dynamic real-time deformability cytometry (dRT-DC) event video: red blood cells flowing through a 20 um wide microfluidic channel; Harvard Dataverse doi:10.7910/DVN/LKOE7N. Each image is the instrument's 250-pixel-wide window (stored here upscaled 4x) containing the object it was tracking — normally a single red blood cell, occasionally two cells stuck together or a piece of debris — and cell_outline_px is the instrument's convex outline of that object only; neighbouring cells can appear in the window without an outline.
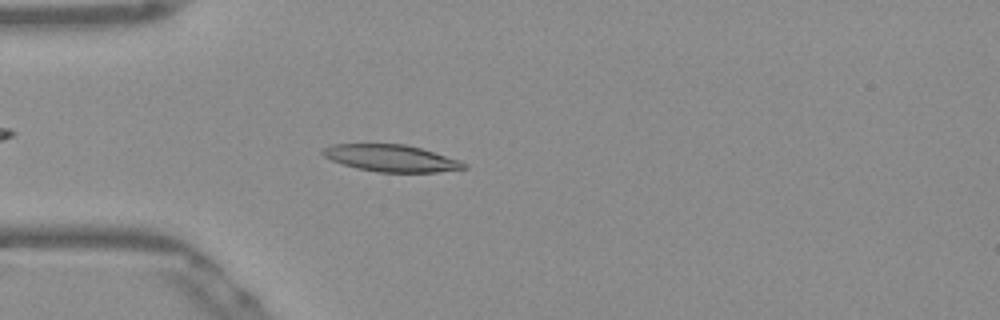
{"species": "Egyptian fruit bat (a non-hibernating species)", "species_latin": "Rousettus aegyptiacus", "temperature_condition": "warm", "stored_images_in_passage": 52, "camera_frame_rate_fps": 3000, "um_per_image_px": 0.085, "frame": {"image": 1, "passage_image": 14, "time_ms": 4.333, "image_size_px": [1000, 320], "cell_outline_px": [[468, 168], [436, 172], [376, 172], [356, 168], [332, 160], [324, 156], [320, 152], [320, 148], [332, 144], [404, 144], [420, 148], [460, 160], [468, 164]], "centroid_in_image_um": [33.23, 13.44], "position_along_channel_um": 51.8, "area_um2": 22.14}}
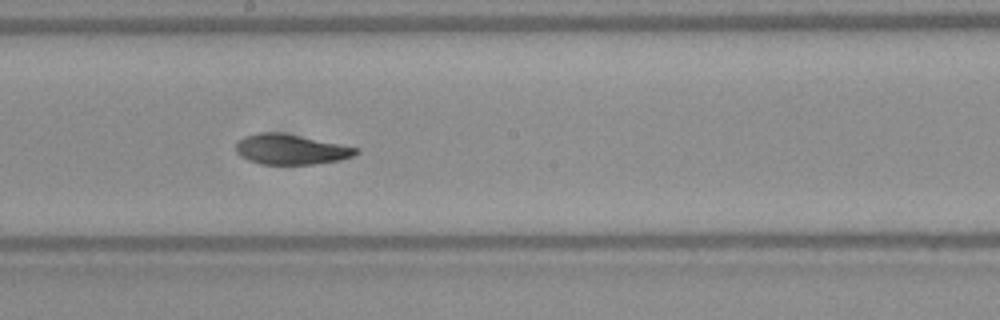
{"frame": {"image": 2, "passage_image": 28, "time_ms": 9.0, "image_size_px": [1000, 320], "cell_outline_px": [[360, 152], [352, 156], [340, 160], [316, 164], [260, 164], [248, 160], [240, 156], [236, 152], [236, 144], [244, 136], [260, 132], [280, 132], [360, 148]], "centroid_in_image_um": [24.72, 12.7], "position_along_channel_um": 223.5, "area_um2": 21.1}}
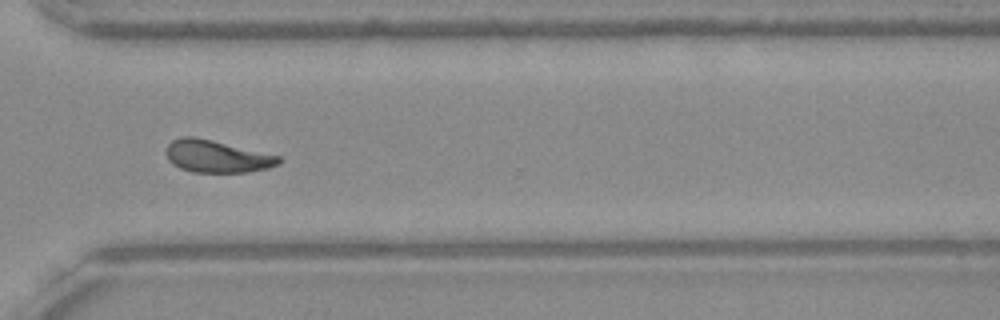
{"frame": {"image": 3, "passage_image": 38, "time_ms": 12.333, "image_size_px": [1000, 320], "cell_outline_px": [[280, 164], [268, 168], [248, 172], [192, 172], [180, 168], [172, 164], [168, 160], [164, 152], [168, 144], [172, 140], [180, 136], [196, 136], [280, 156]], "centroid_in_image_um": [18.38, 13.28], "position_along_channel_um": 352.2, "area_um2": 21.39}, "authors_computed_cell_mechanics": {"area_um2": 21.1548, "velocity_mm_per_s": 3.8619, "shape_relaxation_time_tau1_ms": 3.4355, "shape_relaxation_time_tau2_ms": 2.5542, "deformation_change_tau1": 0.1492, "deformation_change_tau2": 0.0946}}